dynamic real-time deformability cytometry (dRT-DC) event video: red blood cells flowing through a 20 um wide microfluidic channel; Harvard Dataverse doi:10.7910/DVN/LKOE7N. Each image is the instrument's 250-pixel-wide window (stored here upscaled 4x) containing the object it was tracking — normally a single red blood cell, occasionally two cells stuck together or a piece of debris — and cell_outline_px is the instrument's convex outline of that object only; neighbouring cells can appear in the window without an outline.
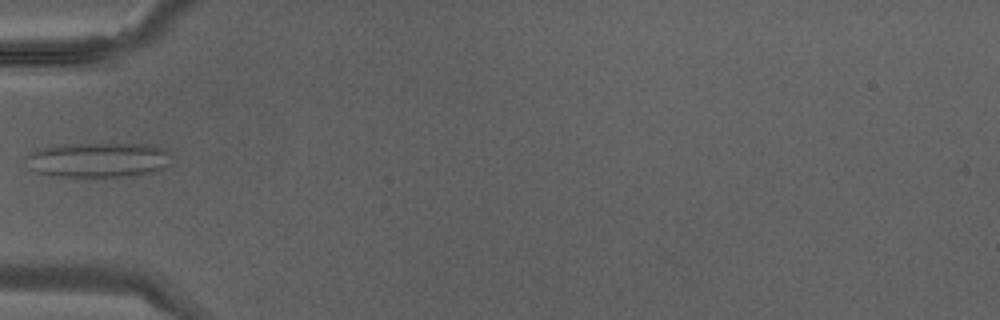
{"species": "Egyptian fruit bat (a non-hibernating species)", "species_latin": "Rousettus aegyptiacus", "temperature_condition": "warm", "stored_images_in_passage": 27, "camera_frame_rate_fps": 3000, "um_per_image_px": 0.085, "animal": {"sex": "male"}, "frame": {"image": 1, "passage_image": 1, "time_ms": 0.0, "image_size_px": [1000, 320], "cell_outline_px": [[168, 152], [164, 168], [152, 172], [132, 176], [52, 176], [36, 172], [24, 160], [28, 152], [36, 148], [64, 144], [152, 144], [164, 148]], "centroid_in_image_um": [8.26, 13.58], "position_along_channel_um": 76.7, "area_um2": 29.48}}
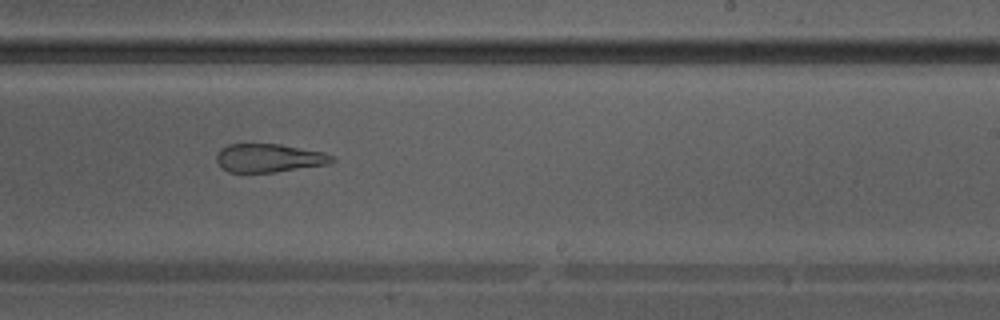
{"frame": {"image": 2, "passage_image": 12, "time_ms": 3.667, "image_size_px": [1000, 320], "cell_outline_px": [[336, 160], [328, 164], [272, 172], [228, 172], [220, 168], [216, 160], [216, 156], [220, 148], [228, 144], [280, 144], [324, 152], [332, 156]], "centroid_in_image_um": [22.82, 13.43], "position_along_channel_um": 266.2, "area_um2": 19.13}}